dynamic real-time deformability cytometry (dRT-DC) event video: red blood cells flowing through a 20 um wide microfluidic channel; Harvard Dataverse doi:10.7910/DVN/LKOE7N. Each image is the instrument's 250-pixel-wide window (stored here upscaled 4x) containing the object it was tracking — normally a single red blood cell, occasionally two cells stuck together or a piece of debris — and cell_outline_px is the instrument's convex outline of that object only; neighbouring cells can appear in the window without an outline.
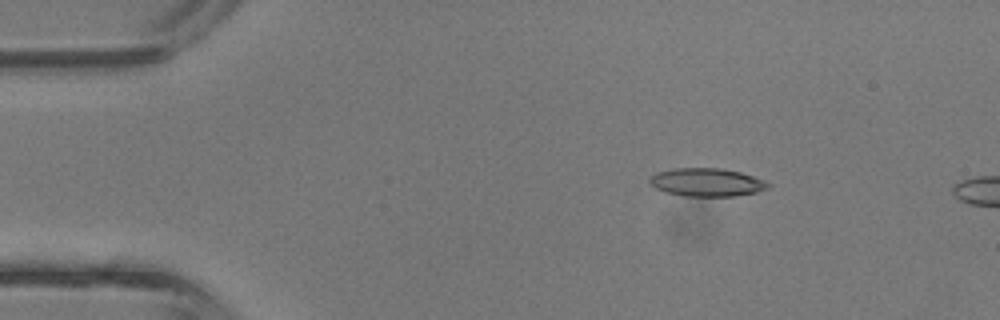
{"species": "common noctule bat (a hibernating species)", "species_latin": "Nyctalus noctula", "temperature_condition": "room temperature", "stored_images_in_passage": 3, "camera_frame_rate_fps": 3000, "um_per_image_px": 0.085, "animal": {"sex": "male", "body_mass_g": 13.3}, "frame": {"image": 1, "passage_image": 2, "time_ms": 0.333, "image_size_px": [1000, 320], "cell_outline_px": [[772, 184], [768, 188], [756, 192], [736, 196], [684, 196], [664, 192], [656, 188], [648, 180], [656, 172], [672, 168], [720, 168], [740, 172], [764, 180]], "centroid_in_image_um": [60.07, 15.49], "position_along_channel_um": 24.9, "area_um2": 19.48}}